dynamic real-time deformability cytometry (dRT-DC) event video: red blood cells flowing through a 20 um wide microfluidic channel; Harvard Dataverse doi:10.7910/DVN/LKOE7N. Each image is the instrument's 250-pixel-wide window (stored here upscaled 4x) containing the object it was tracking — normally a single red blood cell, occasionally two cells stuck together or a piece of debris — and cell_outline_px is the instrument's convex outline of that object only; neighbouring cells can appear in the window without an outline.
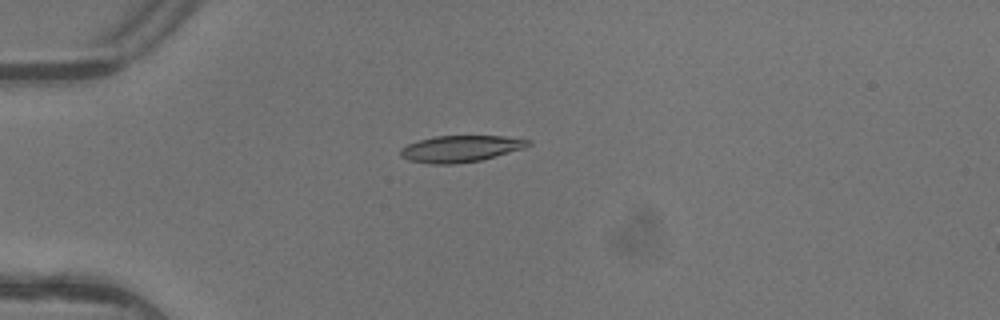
{"species": "common noctule bat (a hibernating species)", "species_latin": "Nyctalus noctula", "temperature_condition": "warm", "stored_images_in_passage": 6, "camera_frame_rate_fps": 3000, "um_per_image_px": 0.085, "animal": {"sex": "female"}, "frame": {"image": 1, "passage_image": 4, "time_ms": 1.0, "image_size_px": [1000, 320], "cell_outline_px": [[532, 144], [524, 148], [480, 160], [452, 164], [432, 164], [408, 160], [400, 156], [400, 148], [408, 144], [420, 140], [436, 136], [504, 136], [532, 140]], "centroid_in_image_um": [39.15, 12.64], "position_along_channel_um": 45.8, "area_um2": 19.65}}
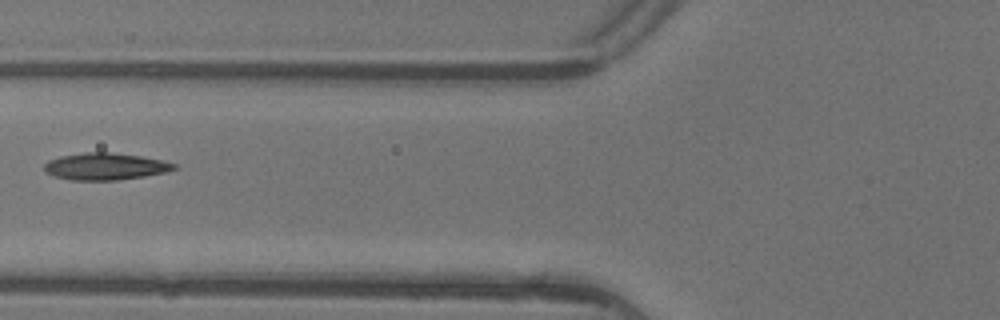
{"frame": {"image": 2, "passage_image": 6, "time_ms": 1.667, "image_size_px": [1000, 320], "cell_outline_px": [[180, 168], [164, 172], [144, 176], [116, 180], [72, 180], [56, 176], [44, 172], [44, 164], [48, 160], [60, 156], [84, 152], [112, 152], [140, 156], [160, 160], [176, 164]], "centroid_in_image_um": [8.93, 14.14], "position_along_channel_um": 116.9, "area_um2": 20.35}}